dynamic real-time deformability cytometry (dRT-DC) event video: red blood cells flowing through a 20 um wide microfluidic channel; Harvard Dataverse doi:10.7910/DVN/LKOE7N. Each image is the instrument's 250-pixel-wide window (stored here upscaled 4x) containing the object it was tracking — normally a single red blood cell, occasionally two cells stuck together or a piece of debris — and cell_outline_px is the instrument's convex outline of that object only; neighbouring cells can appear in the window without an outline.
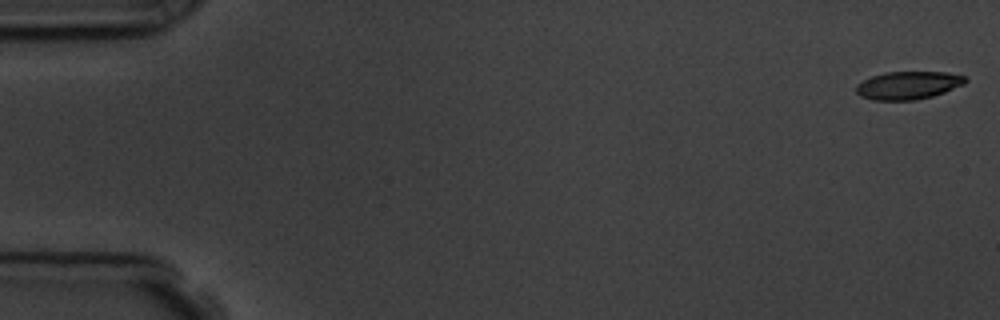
{"species": "common noctule bat (a hibernating species)", "species_latin": "Nyctalus noctula", "temperature_condition": "room temperature", "stored_images_in_passage": 56, "camera_frame_rate_fps": 3000, "um_per_image_px": 0.085, "animal": {"sex": "male", "body_mass_g": 19.5, "forearm_length_mm": 54.6}, "frame": {"image": 1, "passage_image": 1, "time_ms": 0.0, "image_size_px": [1000, 320], "cell_outline_px": [[968, 80], [964, 84], [944, 92], [932, 96], [916, 100], [872, 100], [860, 96], [856, 92], [856, 84], [872, 76], [884, 72], [948, 72], [964, 76]], "centroid_in_image_um": [77.18, 7.25], "position_along_channel_um": 7.8, "area_um2": 17.8}}
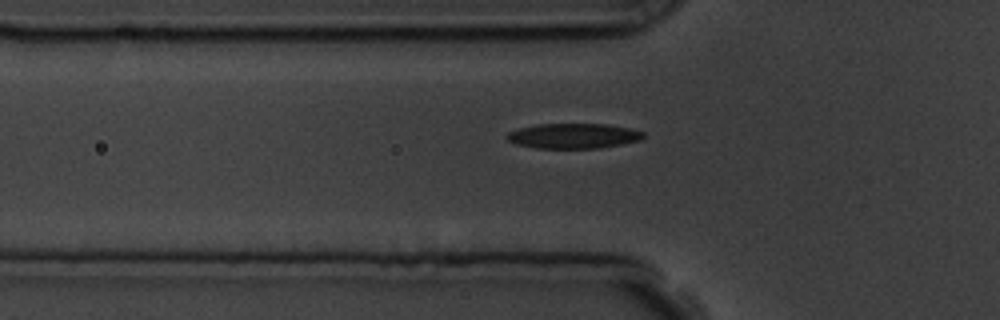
{"frame": {"image": 2, "passage_image": 19, "time_ms": 6.0, "image_size_px": [1000, 320], "cell_outline_px": [[644, 136], [640, 140], [600, 148], [536, 148], [516, 144], [508, 140], [504, 136], [508, 132], [520, 128], [536, 124], [608, 124], [628, 128], [644, 132]], "centroid_in_image_um": [48.71, 11.55], "position_along_channel_um": 77.1, "area_um2": 19.88}}
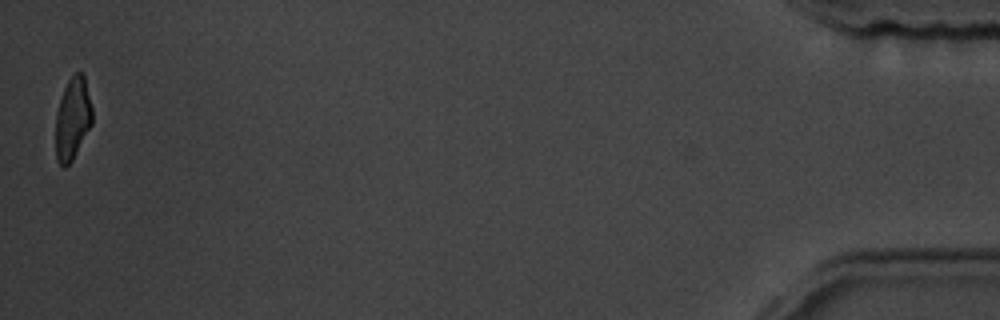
{"frame": {"image": 3, "passage_image": 56, "time_ms": 18.333, "image_size_px": [1000, 320], "cell_outline_px": [[92, 124], [72, 160], [64, 168], [56, 160], [56, 112], [64, 88], [68, 80], [76, 72], [84, 72], [92, 108]], "centroid_in_image_um": [6.18, 10.06], "position_along_channel_um": 429.0, "area_um2": 17.51}, "authors_computed_cell_mechanics": {"area_um2": 19.4208, "velocity_mm_per_s": 3.6213, "shape_relaxation_time_tau1_ms": 3.4342, "shape_relaxation_time_tau2_ms": 2.471, "deformation_change_tau1": 0.1455, "deformation_change_tau2": 0.1079}}